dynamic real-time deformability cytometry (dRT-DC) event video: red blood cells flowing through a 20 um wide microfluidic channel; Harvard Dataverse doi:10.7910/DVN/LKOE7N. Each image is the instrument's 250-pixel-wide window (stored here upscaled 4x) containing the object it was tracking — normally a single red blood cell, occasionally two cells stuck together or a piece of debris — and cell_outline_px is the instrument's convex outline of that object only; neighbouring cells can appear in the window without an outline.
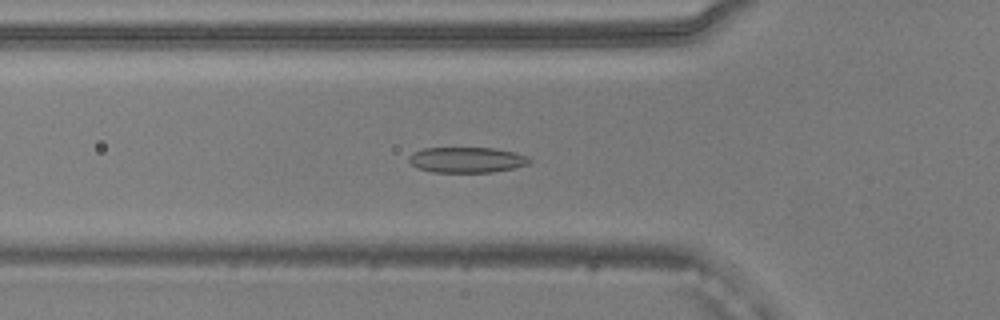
{"species": "common noctule bat (a hibernating species)", "species_latin": "Nyctalus noctula", "temperature_condition": "warm", "stored_images_in_passage": 41, "camera_frame_rate_fps": 3000, "um_per_image_px": 0.085, "animal": {"sex": "male", "body_mass_g": 20.5, "forearm_length_mm": 52.5}, "frame": {"image": 1, "passage_image": 7, "time_ms": 2.0, "image_size_px": [1000, 320], "cell_outline_px": [[532, 160], [528, 164], [516, 168], [492, 172], [432, 172], [416, 168], [408, 160], [408, 156], [412, 152], [424, 148], [492, 148], [516, 152], [528, 156]], "centroid_in_image_um": [39.68, 13.59], "position_along_channel_um": 86.1, "area_um2": 18.15}}
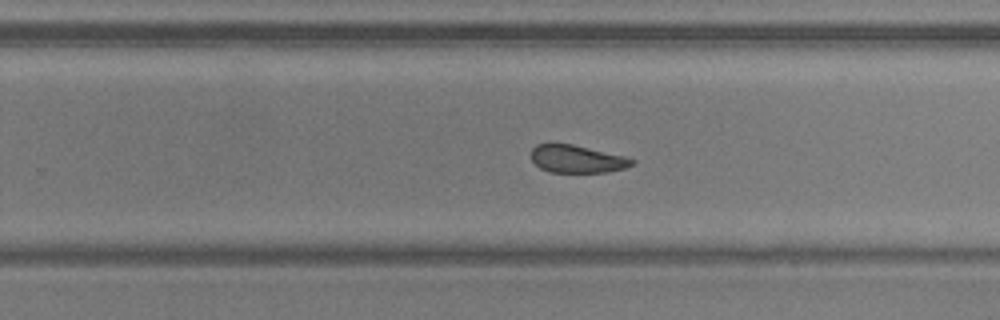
{"frame": {"image": 2, "passage_image": 22, "time_ms": 7.0, "image_size_px": [1000, 320], "cell_outline_px": [[636, 160], [632, 164], [624, 168], [608, 172], [548, 172], [540, 168], [532, 160], [532, 148], [536, 144], [572, 144], [624, 156]], "centroid_in_image_um": [49.03, 13.52], "position_along_channel_um": 280.8, "area_um2": 16.07}}
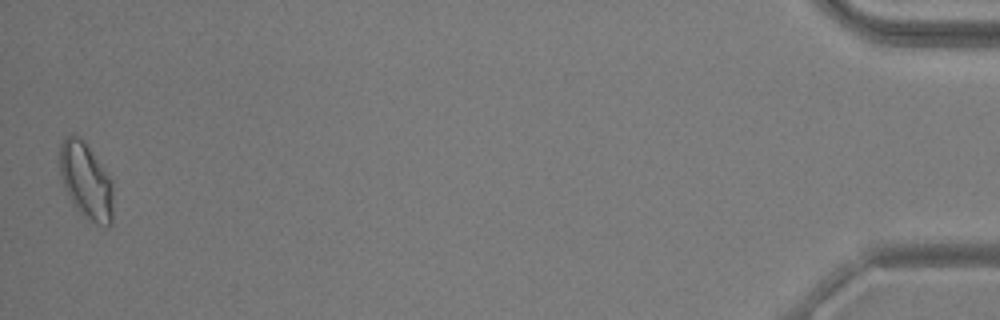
{"frame": {"image": 3, "passage_image": 41, "time_ms": 13.333, "image_size_px": [1000, 320], "cell_outline_px": [[112, 224], [108, 228], [104, 228], [84, 216], [76, 208], [64, 188], [60, 176], [60, 144], [64, 136], [72, 132], [80, 136], [84, 140], [104, 168], [112, 180]], "centroid_in_image_um": [7.31, 15.34], "position_along_channel_um": 427.9, "area_um2": 24.04}, "authors_computed_cell_mechanics": {"area_um2": 18.0914, "velocity_mm_per_s": 3.8801, "shape_relaxation_time_tau1_ms": 4.9214, "shape_relaxation_time_tau2_ms": 2.3793, "deformation_change_tau1": 0.14, "deformation_change_tau2": 0.1005}}